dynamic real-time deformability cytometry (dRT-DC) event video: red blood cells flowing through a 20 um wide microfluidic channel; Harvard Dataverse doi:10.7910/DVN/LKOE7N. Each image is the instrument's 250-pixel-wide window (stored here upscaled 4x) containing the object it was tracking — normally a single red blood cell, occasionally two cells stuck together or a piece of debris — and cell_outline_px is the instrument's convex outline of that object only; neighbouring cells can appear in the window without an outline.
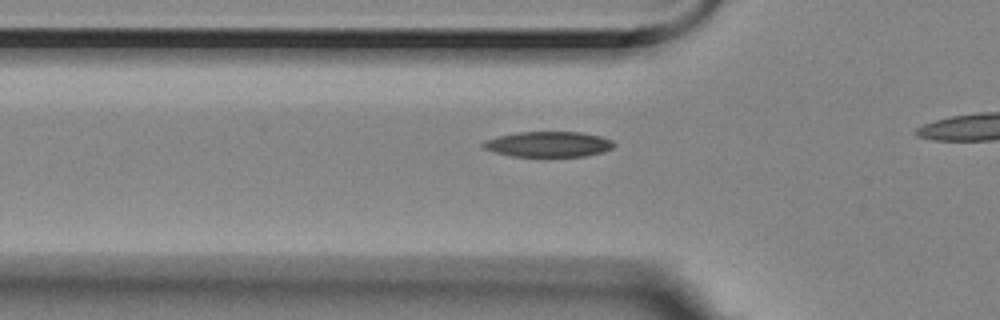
{"species": "Egyptian fruit bat (a non-hibernating species)", "species_latin": "Rousettus aegyptiacus", "temperature_condition": "room temperature", "stored_images_in_passage": 4, "camera_frame_rate_fps": 3000, "um_per_image_px": 0.085, "animal": {"sex": "female"}, "frame": {"image": 1, "passage_image": 4, "time_ms": 1.0, "image_size_px": [1000, 320], "cell_outline_px": [[616, 144], [612, 148], [604, 152], [584, 156], [512, 156], [492, 152], [484, 148], [480, 144], [484, 140], [496, 136], [520, 132], [580, 132], [600, 136], [612, 140]], "centroid_in_image_um": [46.59, 12.26], "position_along_channel_um": 79.2, "area_um2": 19.48}}